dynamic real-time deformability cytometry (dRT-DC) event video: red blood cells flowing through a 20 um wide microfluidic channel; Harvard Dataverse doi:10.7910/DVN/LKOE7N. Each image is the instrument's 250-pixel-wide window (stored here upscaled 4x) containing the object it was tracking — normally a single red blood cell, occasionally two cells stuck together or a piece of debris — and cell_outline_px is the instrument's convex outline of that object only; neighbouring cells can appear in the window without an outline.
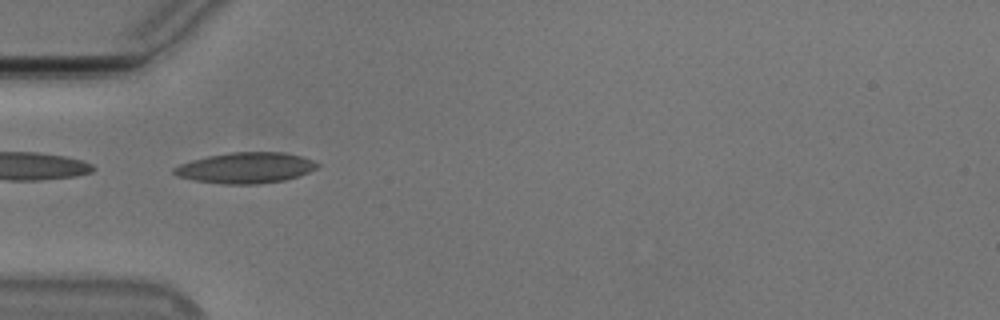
{"species": "Egyptian fruit bat (a non-hibernating species)", "species_latin": "Rousettus aegyptiacus", "temperature_condition": "cold", "stored_images_in_passage": 23, "camera_frame_rate_fps": 3000, "um_per_image_px": 0.085, "animal": {"sex": "male"}, "frame": {"image": 1, "passage_image": 1, "time_ms": 0.0, "image_size_px": [1000, 320], "cell_outline_px": [[320, 164], [316, 168], [308, 172], [284, 180], [256, 184], [224, 184], [196, 180], [176, 176], [172, 172], [172, 168], [180, 164], [192, 160], [208, 156], [232, 152], [284, 152], [304, 156]], "centroid_in_image_um": [20.88, 14.26], "position_along_channel_um": 64.1, "area_um2": 25.61}}
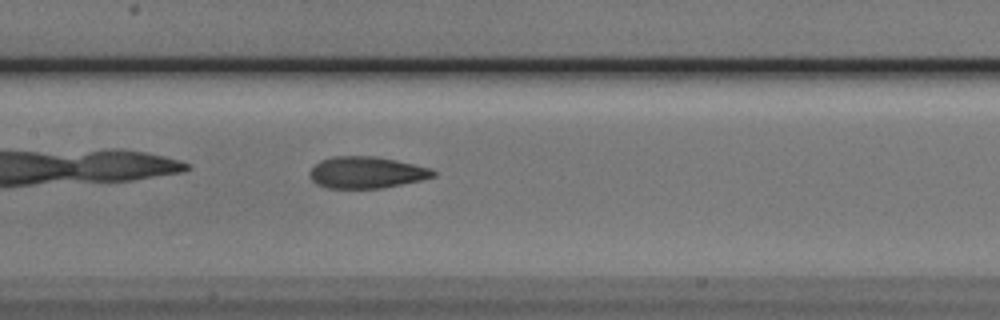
{"frame": {"image": 2, "passage_image": 10, "time_ms": 3.0, "image_size_px": [1000, 320], "cell_outline_px": [[436, 176], [420, 180], [380, 188], [328, 188], [316, 184], [312, 180], [308, 172], [320, 160], [332, 156], [376, 156], [396, 160], [432, 168], [436, 172]], "centroid_in_image_um": [31.14, 14.65], "position_along_channel_um": 176.3, "area_um2": 22.77}}
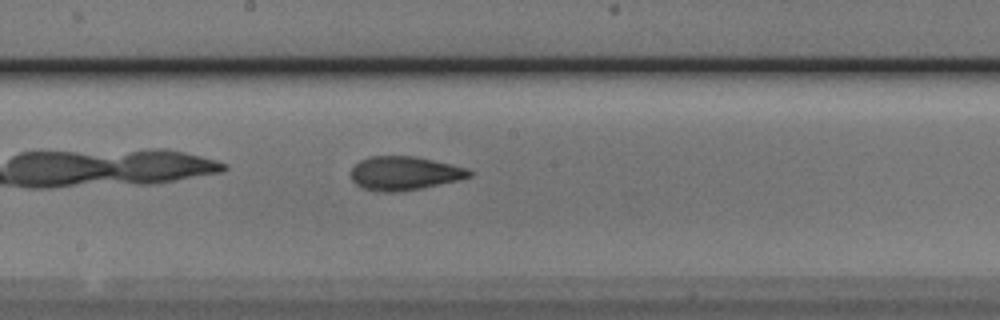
{"frame": {"image": 3, "passage_image": 13, "time_ms": 4.0, "image_size_px": [1000, 320], "cell_outline_px": [[472, 176], [456, 180], [420, 188], [400, 192], [376, 192], [364, 188], [356, 184], [352, 180], [352, 168], [360, 160], [368, 156], [416, 156], [464, 168], [472, 172]], "centroid_in_image_um": [34.31, 14.73], "position_along_channel_um": 213.9, "area_um2": 22.95}}